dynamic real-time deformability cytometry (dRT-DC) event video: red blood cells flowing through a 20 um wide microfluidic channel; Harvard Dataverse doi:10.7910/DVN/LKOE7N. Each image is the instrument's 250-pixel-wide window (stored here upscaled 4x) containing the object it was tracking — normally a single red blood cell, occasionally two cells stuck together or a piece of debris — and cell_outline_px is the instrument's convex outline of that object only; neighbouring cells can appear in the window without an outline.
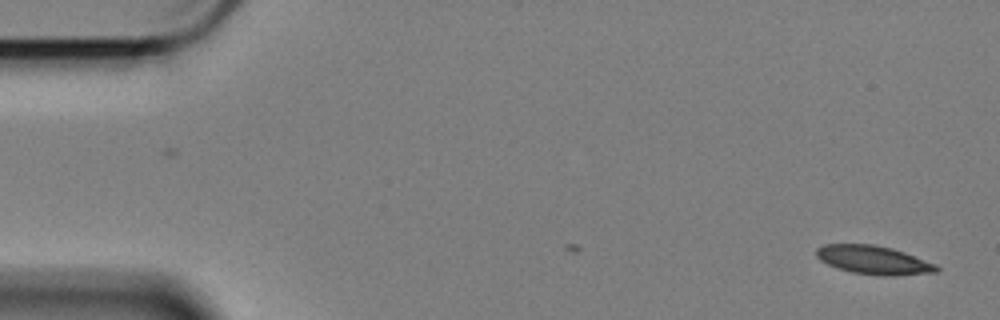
{"species": "Egyptian fruit bat (a non-hibernating species)", "species_latin": "Rousettus aegyptiacus", "temperature_condition": "cold", "stored_images_in_passage": 2, "camera_frame_rate_fps": 3000, "um_per_image_px": 0.085, "animal": {"sex": "female"}, "frame": {"image": 1, "passage_image": 2, "time_ms": 0.333, "image_size_px": [1000, 320], "cell_outline_px": [[940, 268], [936, 272], [896, 276], [880, 276], [852, 272], [836, 268], [820, 260], [816, 256], [816, 248], [824, 244], [876, 244], [892, 248], [904, 252], [936, 264]], "centroid_in_image_um": [74.25, 22.1], "position_along_channel_um": 10.8, "area_um2": 20.17}}